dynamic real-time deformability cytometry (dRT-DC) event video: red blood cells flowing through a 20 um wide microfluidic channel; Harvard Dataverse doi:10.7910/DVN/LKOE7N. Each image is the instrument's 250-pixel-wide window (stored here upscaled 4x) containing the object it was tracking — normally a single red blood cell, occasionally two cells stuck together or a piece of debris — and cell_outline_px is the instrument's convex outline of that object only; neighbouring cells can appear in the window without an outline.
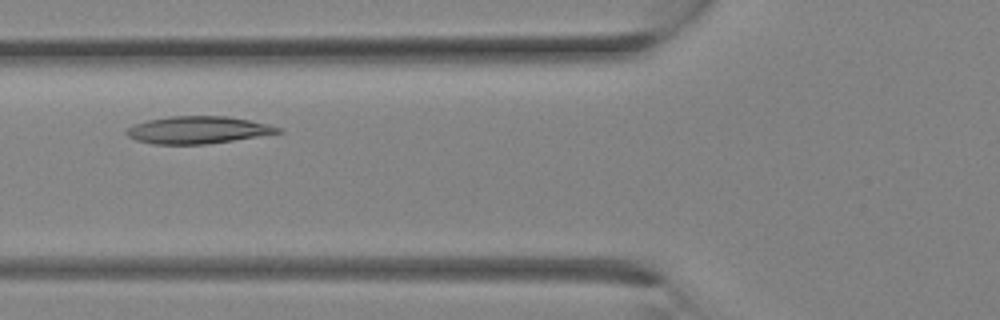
{"species": "Egyptian fruit bat (a non-hibernating species)", "species_latin": "Rousettus aegyptiacus", "temperature_condition": "room temperature", "stored_images_in_passage": 25, "camera_frame_rate_fps": 3000, "um_per_image_px": 0.085, "animal": {"sex": "female"}, "frame": {"image": 1, "passage_image": 7, "time_ms": 2.0, "image_size_px": [1000, 320], "cell_outline_px": [[284, 132], [208, 144], [152, 144], [136, 140], [128, 136], [124, 132], [128, 128], [136, 124], [148, 120], [172, 116], [228, 116], [268, 124], [280, 128]], "centroid_in_image_um": [16.82, 11.05], "position_along_channel_um": 109.0, "area_um2": 23.93}}
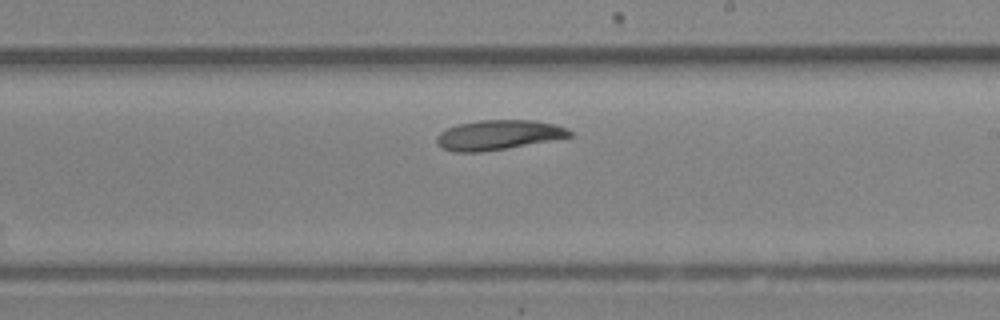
{"frame": {"image": 2, "passage_image": 13, "time_ms": 4.0, "image_size_px": [1000, 320], "cell_outline_px": [[572, 136], [504, 148], [480, 152], [456, 152], [444, 148], [436, 144], [436, 136], [440, 132], [448, 128], [460, 124], [480, 120], [532, 120], [556, 124], [568, 128], [572, 132]], "centroid_in_image_um": [42.35, 11.46], "position_along_channel_um": 246.7, "area_um2": 22.72}}
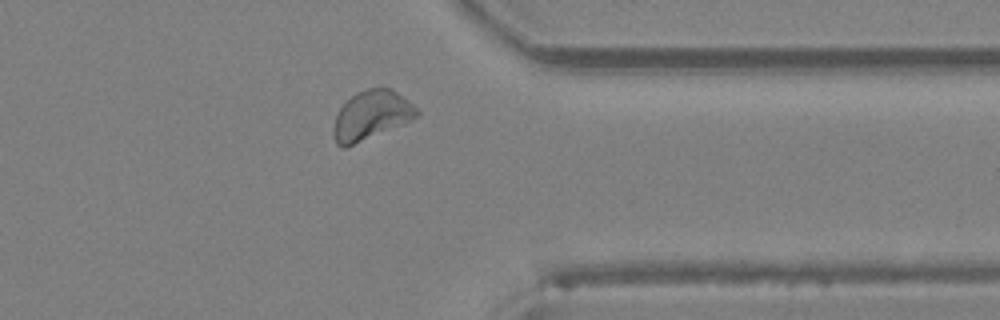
{"frame": {"image": 3, "passage_image": 19, "time_ms": 6.0, "image_size_px": [1000, 320], "cell_outline_px": [[420, 112], [412, 120], [344, 148], [340, 148], [336, 144], [332, 132], [332, 128], [336, 116], [340, 108], [356, 92], [368, 88], [392, 88], [412, 104]], "centroid_in_image_um": [31.53, 9.8], "position_along_channel_um": 379.9, "area_um2": 23.52}}